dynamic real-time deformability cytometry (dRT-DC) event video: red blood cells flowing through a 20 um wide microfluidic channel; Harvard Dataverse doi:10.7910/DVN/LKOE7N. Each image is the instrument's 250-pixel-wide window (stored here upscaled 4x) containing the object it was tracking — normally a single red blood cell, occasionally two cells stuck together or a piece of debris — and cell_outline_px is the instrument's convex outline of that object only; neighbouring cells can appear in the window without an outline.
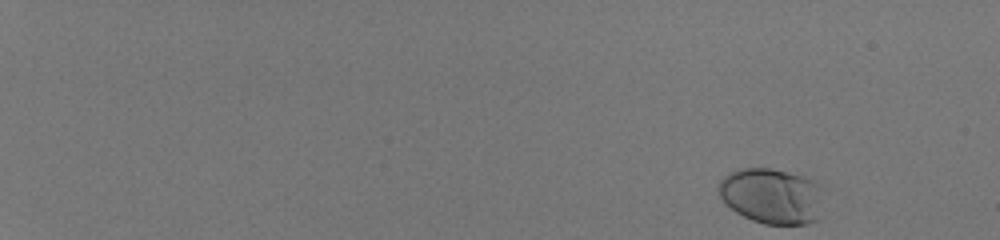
{"species": "human", "species_latin": "Homo sapiens", "temperature_condition": "room temperature", "stored_images_in_passage": 50, "camera_frame_rate_fps": 3000, "um_per_image_px": 0.085, "donor": {"sex": "male"}, "frame": {"image": 1, "passage_image": 1, "time_ms": 0.0, "image_size_px": [1000, 240], "cell_outline_px": [[832, 184], [816, 220], [808, 224], [764, 224], [752, 220], [736, 212], [724, 204], [720, 196], [716, 184], [724, 176], [740, 168], [772, 168], [824, 180]], "centroid_in_image_um": [65.76, 16.62], "position_along_channel_um": 19.2, "area_um2": 35.89}}
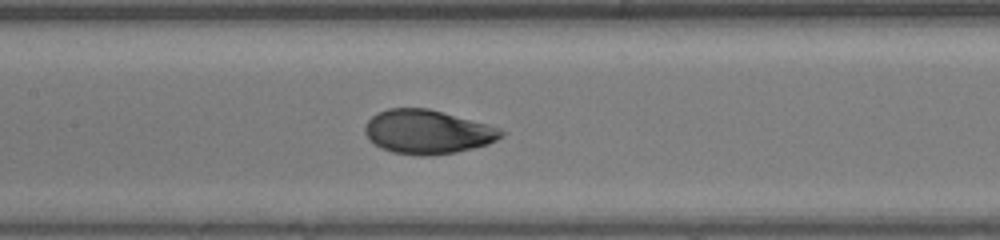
{"frame": {"image": 2, "passage_image": 28, "time_ms": 9.0, "image_size_px": [1000, 240], "cell_outline_px": [[508, 132], [504, 136], [488, 144], [456, 152], [428, 156], [420, 156], [392, 152], [380, 148], [364, 132], [364, 128], [368, 120], [376, 112], [388, 108], [428, 108], [488, 124], [500, 128]], "centroid_in_image_um": [36.36, 11.2], "position_along_channel_um": 171.0, "area_um2": 35.03}}
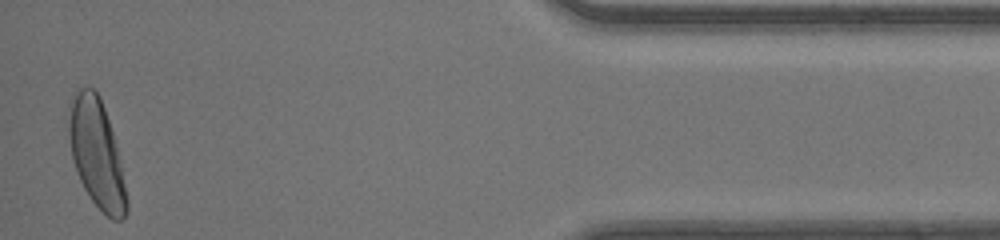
{"frame": {"image": 3, "passage_image": 50, "time_ms": 16.333, "image_size_px": [1000, 240], "cell_outline_px": [[128, 212], [120, 220], [112, 220], [92, 200], [84, 188], [76, 172], [72, 160], [64, 124], [72, 92], [80, 88], [92, 88], [100, 96], [112, 132], [120, 164], [128, 200]], "centroid_in_image_um": [8.13, 12.99], "position_along_channel_um": 427.1, "area_um2": 36.82}, "authors_computed_cell_mechanics": {"area_um2": 33.8997, "velocity_mm_per_s": 4.1368, "shape_relaxation_time_tau1_ms": 2.5436, "shape_relaxation_time_tau2_ms": null, "deformation_change_tau1": 0.1559, "deformation_change_tau2": null}}